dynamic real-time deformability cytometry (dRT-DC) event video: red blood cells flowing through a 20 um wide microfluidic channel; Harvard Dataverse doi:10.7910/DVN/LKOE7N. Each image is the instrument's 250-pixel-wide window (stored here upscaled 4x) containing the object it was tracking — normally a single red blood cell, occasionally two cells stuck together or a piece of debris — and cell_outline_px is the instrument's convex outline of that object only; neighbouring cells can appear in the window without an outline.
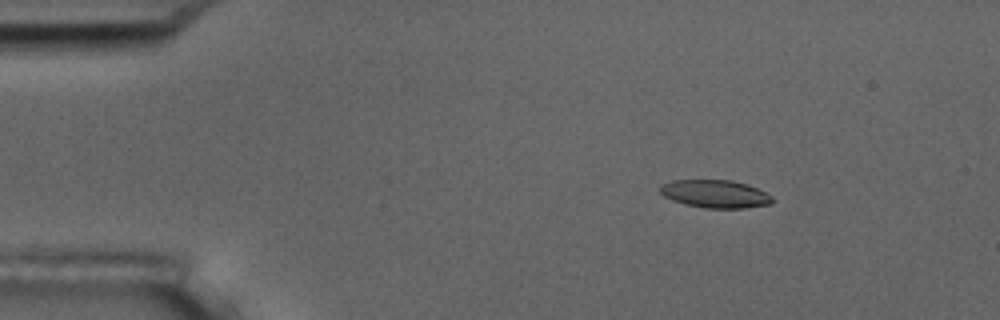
{"species": "common noctule bat (a hibernating species)", "species_latin": "Nyctalus noctula", "temperature_condition": "room temperature", "stored_images_in_passage": 5, "camera_frame_rate_fps": 3000, "um_per_image_px": 0.085, "animal": {"sex": "male", "body_mass_g": 17.5, "forearm_length_mm": 52.3}, "frame": {"image": 1, "passage_image": 3, "time_ms": 0.667, "image_size_px": [1000, 320], "cell_outline_px": [[772, 204], [744, 208], [704, 208], [684, 204], [672, 200], [664, 196], [660, 192], [660, 184], [672, 180], [732, 180], [756, 188], [772, 196]], "centroid_in_image_um": [60.75, 16.48], "position_along_channel_um": 24.2, "area_um2": 18.21}}